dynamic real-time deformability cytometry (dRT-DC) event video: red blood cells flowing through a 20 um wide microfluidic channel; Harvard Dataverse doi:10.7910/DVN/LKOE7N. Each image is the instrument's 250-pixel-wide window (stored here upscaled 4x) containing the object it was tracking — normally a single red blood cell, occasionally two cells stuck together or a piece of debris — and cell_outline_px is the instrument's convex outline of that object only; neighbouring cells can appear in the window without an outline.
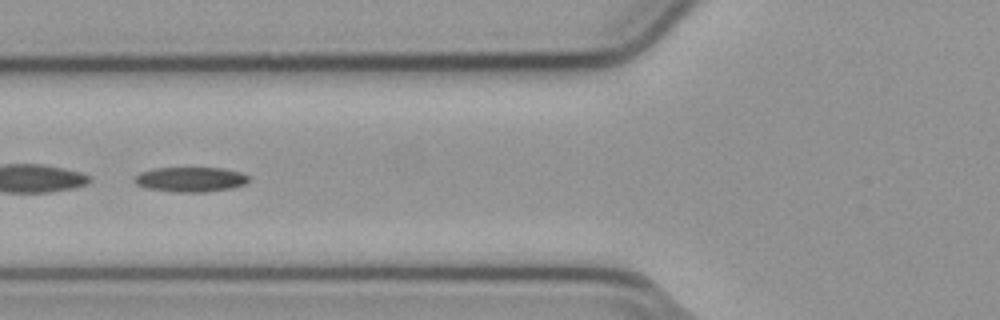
{"species": "common noctule bat (a hibernating species)", "species_latin": "Nyctalus noctula", "temperature_condition": "cold", "stored_images_in_passage": 47, "camera_frame_rate_fps": 3000, "um_per_image_px": 0.085, "animal": {"sex": "male", "body_mass_g": 23.1, "forearm_length_mm": 52.7}, "frame": {"image": 1, "passage_image": 21, "time_ms": 6.667, "image_size_px": [1000, 320], "cell_outline_px": [[248, 180], [244, 184], [232, 188], [204, 192], [176, 192], [144, 188], [136, 184], [136, 176], [140, 172], [156, 168], [224, 168], [240, 172], [248, 176]], "centroid_in_image_um": [16.19, 15.25], "position_along_channel_um": 109.6, "area_um2": 16.42}}
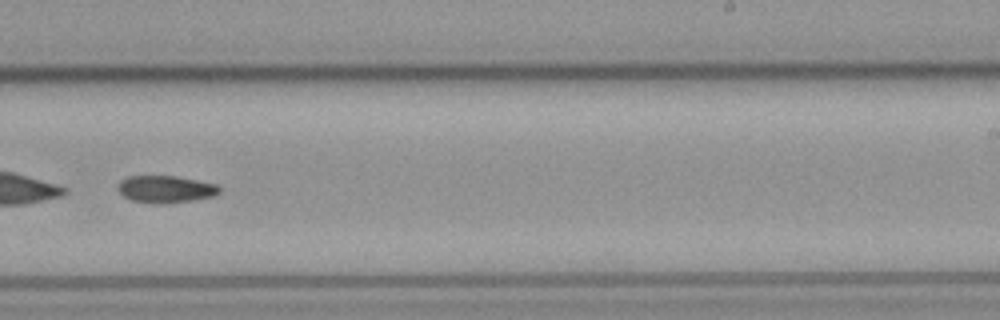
{"frame": {"image": 2, "passage_image": 34, "time_ms": 11.0, "image_size_px": [1000, 320], "cell_outline_px": [[220, 192], [212, 196], [188, 200], [160, 204], [152, 204], [132, 200], [124, 196], [116, 188], [120, 180], [128, 176], [176, 176], [216, 184], [220, 188]], "centroid_in_image_um": [14.02, 16.07], "position_along_channel_um": 275.0, "area_um2": 15.9}}